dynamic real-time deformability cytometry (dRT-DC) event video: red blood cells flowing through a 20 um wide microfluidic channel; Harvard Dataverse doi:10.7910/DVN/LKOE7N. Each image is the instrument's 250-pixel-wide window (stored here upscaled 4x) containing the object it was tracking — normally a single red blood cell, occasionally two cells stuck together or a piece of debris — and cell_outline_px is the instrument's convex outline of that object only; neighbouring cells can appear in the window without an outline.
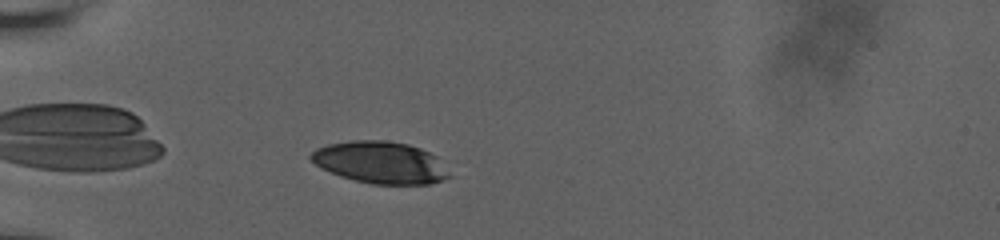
{"species": "human", "species_latin": "Homo sapiens", "temperature_condition": "room temperature", "stored_images_in_passage": 43, "camera_frame_rate_fps": 3000, "um_per_image_px": 0.085, "donor": {"sex": "male"}, "frame": {"image": 1, "passage_image": 3, "time_ms": 0.667, "image_size_px": [1000, 240], "cell_outline_px": [[452, 176], [444, 180], [428, 184], [372, 184], [340, 176], [320, 168], [308, 156], [316, 148], [328, 144], [348, 140], [384, 140], [408, 144], [420, 148], [436, 156]], "centroid_in_image_um": [32.32, 13.8], "position_along_channel_um": 52.7, "area_um2": 33.87}}
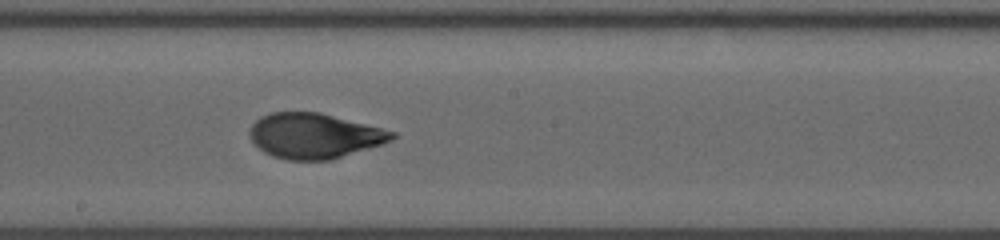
{"frame": {"image": 2, "passage_image": 19, "time_ms": 6.0, "image_size_px": [1000, 240], "cell_outline_px": [[396, 136], [392, 140], [332, 160], [288, 160], [272, 156], [264, 152], [248, 136], [248, 132], [252, 124], [260, 116], [272, 112], [320, 112], [396, 132]], "centroid_in_image_um": [26.68, 11.54], "position_along_channel_um": 221.5, "area_um2": 37.34}}
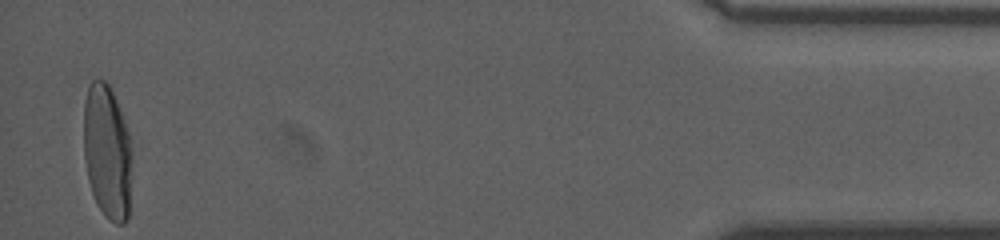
{"frame": {"image": 3, "passage_image": 42, "time_ms": 13.667, "image_size_px": [1000, 240], "cell_outline_px": [[132, 152], [128, 220], [124, 224], [116, 224], [108, 220], [104, 216], [96, 204], [88, 180], [84, 156], [84, 104], [88, 88], [92, 80], [104, 80], [108, 84], [112, 92], [124, 120], [128, 132]], "centroid_in_image_um": [9.11, 12.97], "position_along_channel_um": 426.1, "area_um2": 37.97}, "authors_computed_cell_mechanics": {"area_um2": 37.3966, "velocity_mm_per_s": 3.6418, "shape_relaxation_time_tau1_ms": 4.9104, "shape_relaxation_time_tau2_ms": 0.9263, "deformation_change_tau1": 0.1722, "deformation_change_tau2": 0.0608}}